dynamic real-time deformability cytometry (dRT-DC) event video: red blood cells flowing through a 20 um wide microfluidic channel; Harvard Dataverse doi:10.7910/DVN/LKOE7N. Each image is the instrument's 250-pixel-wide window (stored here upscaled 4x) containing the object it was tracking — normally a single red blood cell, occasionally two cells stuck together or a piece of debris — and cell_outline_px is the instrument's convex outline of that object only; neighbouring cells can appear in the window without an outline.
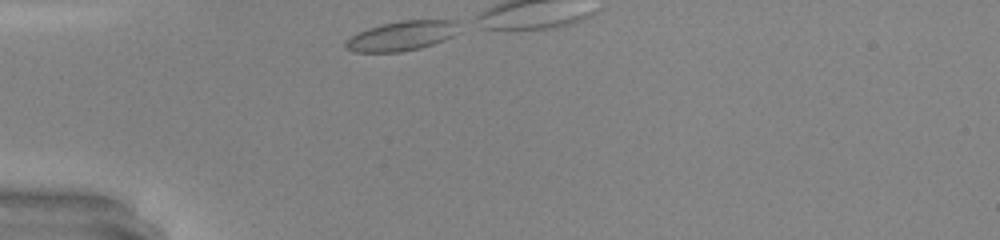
{"species": "common noctule bat (a hibernating species)", "species_latin": "Nyctalus noctula", "temperature_condition": "warm", "stored_images_in_passage": 8, "camera_frame_rate_fps": 3000, "um_per_image_px": 0.085, "animal": {"sex": "male", "body_mass_g": 20.0, "forearm_length_mm": 53.3}, "frame": {"image": 1, "passage_image": 1, "time_ms": 0.0, "image_size_px": [1000, 240], "cell_outline_px": [[456, 20], [452, 36], [444, 40], [420, 48], [400, 52], [356, 52], [344, 48], [344, 44], [352, 36], [368, 28], [384, 24], [404, 20]], "centroid_in_image_um": [34.08, 3.06], "position_along_channel_um": 50.9, "area_um2": 19.02}}
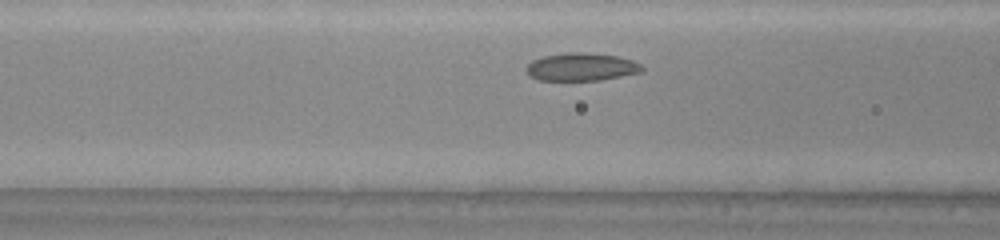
{"frame": {"image": 2, "passage_image": 7, "time_ms": 2.0, "image_size_px": [1000, 240], "cell_outline_px": [[644, 68], [640, 72], [600, 80], [540, 80], [528, 76], [528, 64], [532, 60], [544, 56], [568, 52], [584, 52], [616, 56], [632, 60], [640, 64]], "centroid_in_image_um": [49.41, 5.68], "position_along_channel_um": 117.2, "area_um2": 18.55}}